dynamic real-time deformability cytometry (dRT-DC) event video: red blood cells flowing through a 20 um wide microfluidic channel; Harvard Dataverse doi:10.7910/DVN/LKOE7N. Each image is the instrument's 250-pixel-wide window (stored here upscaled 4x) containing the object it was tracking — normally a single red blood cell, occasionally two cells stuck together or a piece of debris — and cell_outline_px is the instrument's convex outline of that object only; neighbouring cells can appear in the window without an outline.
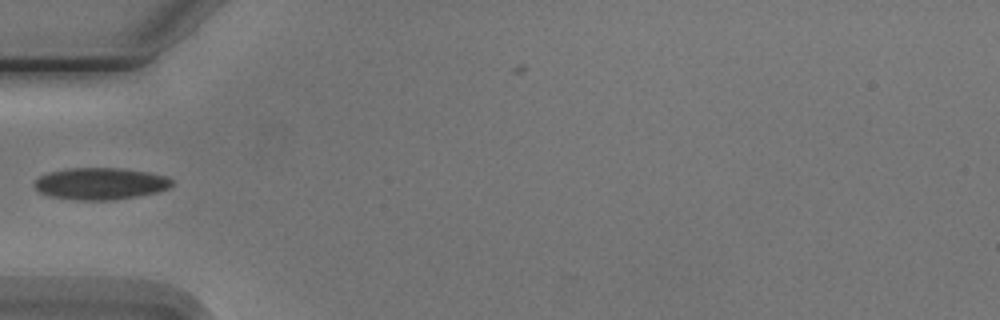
{"species": "Egyptian fruit bat (a non-hibernating species)", "species_latin": "Rousettus aegyptiacus", "temperature_condition": "cold", "stored_images_in_passage": 5, "camera_frame_rate_fps": 3000, "um_per_image_px": 0.085, "animal": {"sex": "male"}, "frame": {"image": 1, "passage_image": 4, "time_ms": 4.333, "image_size_px": [1000, 320], "cell_outline_px": [[172, 184], [168, 188], [156, 192], [136, 196], [112, 200], [76, 200], [48, 196], [40, 192], [32, 184], [40, 176], [48, 172], [64, 168], [120, 168], [148, 172], [168, 176], [172, 180]], "centroid_in_image_um": [8.5, 15.6], "position_along_channel_um": 76.5, "area_um2": 25.61}}